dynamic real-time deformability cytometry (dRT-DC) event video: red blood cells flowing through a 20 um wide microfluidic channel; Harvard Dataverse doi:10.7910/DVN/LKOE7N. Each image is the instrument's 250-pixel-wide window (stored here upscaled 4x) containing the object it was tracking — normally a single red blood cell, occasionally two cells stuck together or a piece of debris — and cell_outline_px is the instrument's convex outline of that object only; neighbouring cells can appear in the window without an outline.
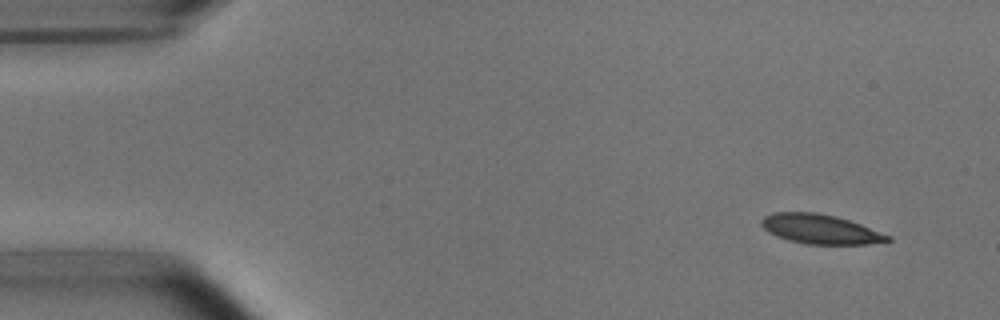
{"species": "common noctule bat (a hibernating species)", "species_latin": "Nyctalus noctula", "temperature_condition": "room temperature", "stored_images_in_passage": 4, "camera_frame_rate_fps": 3000, "um_per_image_px": 0.085, "animal": {"sex": "male", "body_mass_g": 15.6}, "frame": {"image": 1, "passage_image": 1, "time_ms": 0.0, "image_size_px": [1000, 320], "cell_outline_px": [[892, 240], [868, 244], [804, 244], [788, 240], [776, 236], [768, 232], [760, 224], [760, 220], [764, 216], [772, 212], [816, 212], [836, 216], [860, 224], [892, 236]], "centroid_in_image_um": [69.69, 19.47], "position_along_channel_um": 15.3, "area_um2": 21.79}}
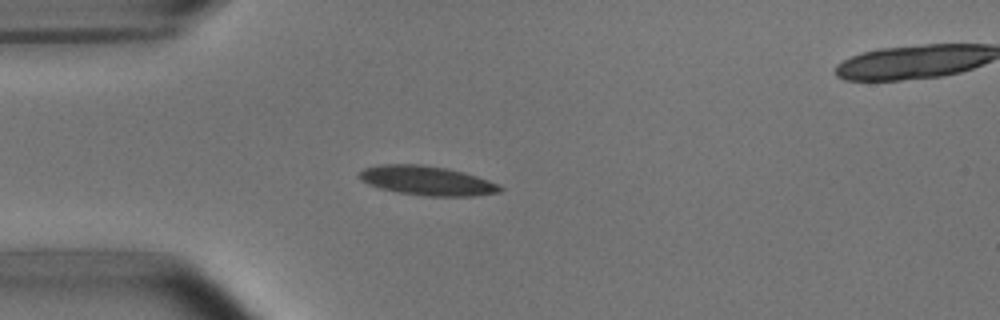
{"frame": {"image": 2, "passage_image": 3, "time_ms": 3.333, "image_size_px": [1000, 320], "cell_outline_px": [[504, 188], [500, 192], [472, 196], [424, 196], [396, 192], [380, 188], [368, 184], [360, 180], [356, 176], [364, 168], [376, 164], [416, 164], [444, 168], [476, 176], [488, 180]], "centroid_in_image_um": [36.22, 15.36], "position_along_channel_um": 48.8, "area_um2": 23.93}}